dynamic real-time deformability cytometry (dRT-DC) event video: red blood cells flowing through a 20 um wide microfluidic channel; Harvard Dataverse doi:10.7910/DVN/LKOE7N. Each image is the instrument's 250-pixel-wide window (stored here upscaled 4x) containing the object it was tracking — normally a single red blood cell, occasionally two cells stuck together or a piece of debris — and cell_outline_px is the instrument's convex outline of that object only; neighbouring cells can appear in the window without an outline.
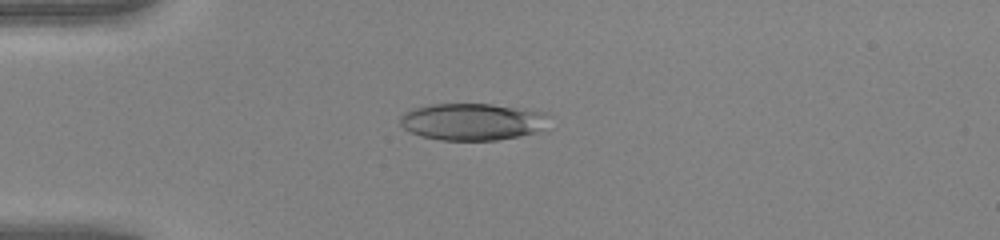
{"species": "human", "species_latin": "Homo sapiens", "temperature_condition": "warm", "stored_images_in_passage": 48, "camera_frame_rate_fps": 3000, "um_per_image_px": 0.085, "donor": {"sex": "female"}, "frame": {"image": 1, "passage_image": 13, "time_ms": 4.0, "image_size_px": [1000, 240], "cell_outline_px": [[544, 112], [540, 128], [532, 132], [520, 136], [496, 140], [440, 140], [420, 136], [404, 128], [400, 124], [400, 116], [404, 112], [412, 108], [432, 104], [492, 104], [524, 108]], "centroid_in_image_um": [40.02, 10.34], "position_along_channel_um": 45.0, "area_um2": 31.56}}
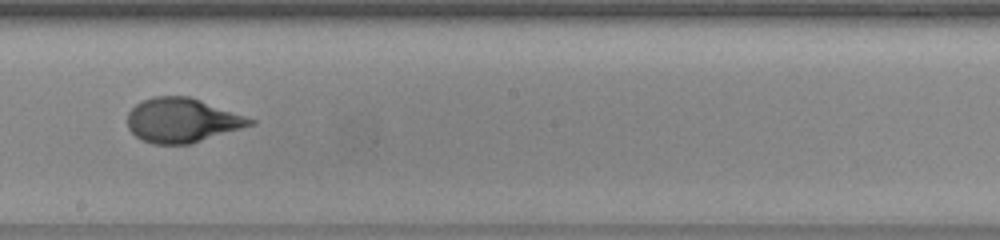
{"frame": {"image": 2, "passage_image": 28, "time_ms": 9.0, "image_size_px": [1000, 240], "cell_outline_px": [[256, 124], [188, 144], [152, 144], [140, 140], [128, 128], [128, 112], [136, 104], [152, 96], [188, 96], [200, 100], [256, 120]], "centroid_in_image_um": [15.45, 10.23], "position_along_channel_um": 232.7, "area_um2": 31.44}}
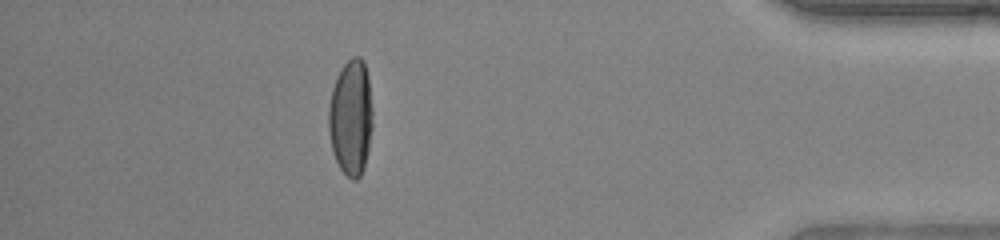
{"frame": {"image": 3, "passage_image": 43, "time_ms": 14.0, "image_size_px": [1000, 240], "cell_outline_px": [[372, 128], [364, 168], [360, 176], [356, 180], [352, 180], [340, 168], [332, 152], [328, 132], [328, 108], [332, 88], [336, 76], [340, 68], [352, 56], [360, 56], [364, 60], [368, 76], [372, 108]], "centroid_in_image_um": [29.81, 9.96], "position_along_channel_um": 405.4, "area_um2": 30.11}, "authors_computed_cell_mechanics": {"area_um2": 31.8767, "velocity_mm_per_s": 4.2864, "shape_relaxation_time_tau1_ms": 6.2106, "shape_relaxation_time_tau2_ms": null, "deformation_change_tau1": 0.298, "deformation_change_tau2": null}}